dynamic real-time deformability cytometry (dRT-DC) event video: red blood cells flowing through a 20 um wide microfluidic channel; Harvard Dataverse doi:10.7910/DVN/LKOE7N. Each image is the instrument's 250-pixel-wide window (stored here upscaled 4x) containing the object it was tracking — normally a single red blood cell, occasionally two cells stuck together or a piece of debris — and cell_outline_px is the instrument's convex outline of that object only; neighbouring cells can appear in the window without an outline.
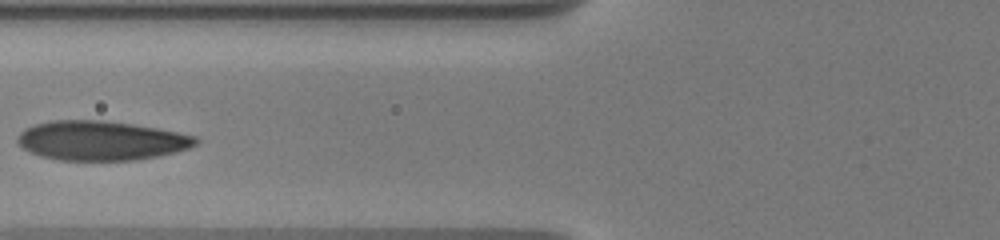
{"species": "human", "species_latin": "Homo sapiens", "temperature_condition": "warm", "stored_images_in_passage": 29, "camera_frame_rate_fps": 3000, "um_per_image_px": 0.085, "donor": {"sex": "male"}, "frame": {"image": 1, "passage_image": 6, "time_ms": 2.0, "image_size_px": [1000, 240], "cell_outline_px": [[200, 140], [196, 144], [188, 148], [176, 152], [160, 156], [136, 160], [60, 160], [40, 156], [24, 148], [16, 140], [16, 136], [24, 128], [36, 124], [52, 120], [104, 120], [132, 124], [156, 128], [196, 136]], "centroid_in_image_um": [8.59, 11.95], "position_along_channel_um": 117.2, "area_um2": 40.92}}
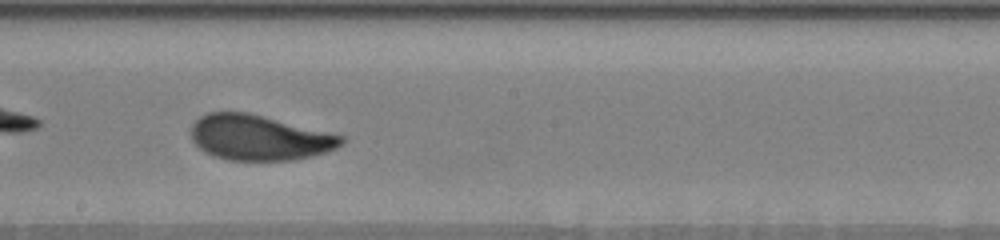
{"frame": {"image": 2, "passage_image": 14, "time_ms": 5.0, "image_size_px": [1000, 240], "cell_outline_px": [[344, 144], [336, 148], [312, 156], [292, 160], [228, 160], [212, 156], [204, 152], [192, 140], [192, 124], [200, 116], [208, 112], [248, 112], [344, 136]], "centroid_in_image_um": [22.01, 11.7], "position_along_channel_um": 226.2, "area_um2": 39.54}}
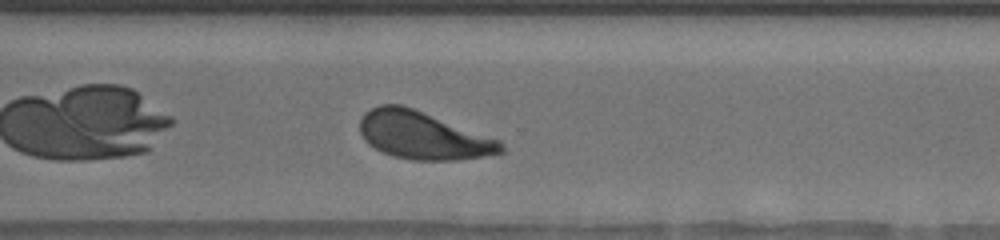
{"frame": {"image": 3, "passage_image": 22, "time_ms": 8.0, "image_size_px": [1000, 240], "cell_outline_px": [[504, 152], [484, 156], [456, 160], [412, 160], [392, 156], [368, 144], [364, 140], [360, 132], [360, 120], [364, 112], [380, 104], [400, 104], [412, 108], [500, 140], [504, 148]], "centroid_in_image_um": [35.93, 11.52], "position_along_channel_um": 334.7, "area_um2": 38.9}, "authors_computed_cell_mechanics": {"area_um2": 40.2288, "velocity_mm_per_s": 3.6339, "shape_relaxation_time_tau1_ms": 3.3464, "shape_relaxation_time_tau2_ms": 1.2657, "deformation_change_tau1": 0.1771, "deformation_change_tau2": 0.0782}}